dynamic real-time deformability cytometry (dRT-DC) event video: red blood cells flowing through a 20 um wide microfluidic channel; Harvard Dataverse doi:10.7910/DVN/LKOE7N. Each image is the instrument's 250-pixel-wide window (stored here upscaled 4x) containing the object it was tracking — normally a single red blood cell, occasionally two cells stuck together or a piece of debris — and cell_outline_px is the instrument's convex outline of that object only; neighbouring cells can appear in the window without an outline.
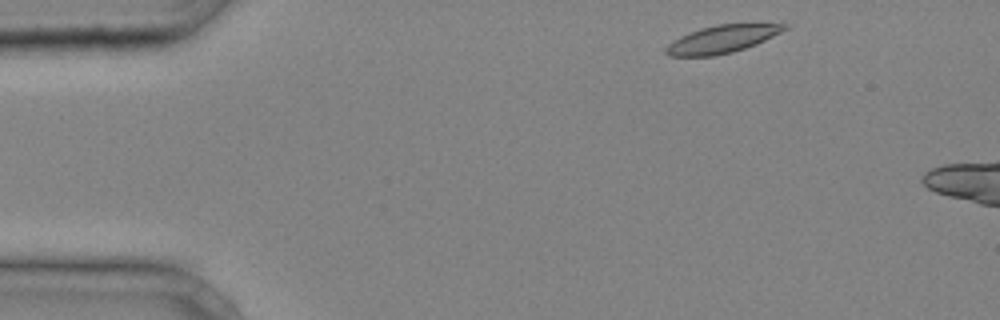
{"species": "common noctule bat (a hibernating species)", "species_latin": "Nyctalus noctula", "temperature_condition": "cold", "stored_images_in_passage": 7, "camera_frame_rate_fps": 3000, "um_per_image_px": 0.085, "animal": {"sex": "male", "body_mass_g": 20.4}, "frame": {"image": 1, "passage_image": 2, "time_ms": 0.333, "image_size_px": [1000, 320], "cell_outline_px": [[788, 28], [756, 44], [732, 52], [712, 56], [668, 56], [664, 52], [664, 48], [668, 44], [680, 36], [700, 28], [716, 24], [788, 24]], "centroid_in_image_um": [61.32, 3.33], "position_along_channel_um": 23.7, "area_um2": 18.9}}